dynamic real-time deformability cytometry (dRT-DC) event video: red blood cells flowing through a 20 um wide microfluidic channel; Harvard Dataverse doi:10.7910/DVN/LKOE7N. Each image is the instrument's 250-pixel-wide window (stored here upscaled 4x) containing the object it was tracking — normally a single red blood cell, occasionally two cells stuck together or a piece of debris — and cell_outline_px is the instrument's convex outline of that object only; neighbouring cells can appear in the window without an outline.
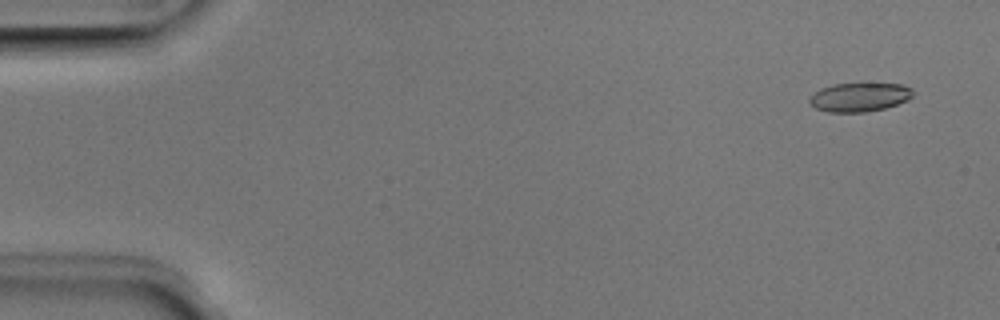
{"species": "Egyptian fruit bat (a non-hibernating species)", "species_latin": "Rousettus aegyptiacus", "temperature_condition": "room temperature", "stored_images_in_passage": 6, "camera_frame_rate_fps": 3000, "um_per_image_px": 0.085, "animal": {"sex": "male"}, "frame": {"image": 1, "passage_image": 1, "time_ms": 0.0, "image_size_px": [1000, 320], "cell_outline_px": [[912, 96], [908, 100], [884, 108], [864, 112], [828, 112], [816, 108], [808, 104], [808, 100], [820, 88], [832, 84], [860, 80], [904, 84], [912, 88]], "centroid_in_image_um": [73.07, 8.19], "position_along_channel_um": 11.9, "area_um2": 18.32}}
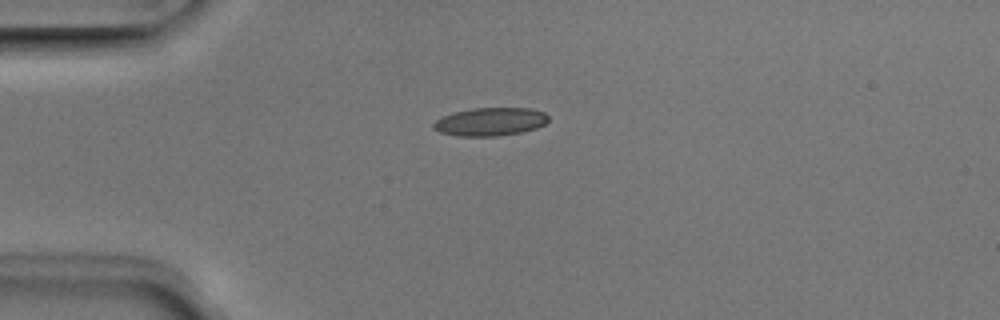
{"frame": {"image": 2, "passage_image": 4, "time_ms": 1.0, "image_size_px": [1000, 320], "cell_outline_px": [[548, 120], [544, 124], [536, 128], [520, 132], [496, 136], [460, 136], [440, 132], [432, 128], [432, 124], [436, 120], [452, 112], [472, 108], [532, 108], [544, 112], [548, 116]], "centroid_in_image_um": [41.66, 10.33], "position_along_channel_um": 43.3, "area_um2": 18.84}}